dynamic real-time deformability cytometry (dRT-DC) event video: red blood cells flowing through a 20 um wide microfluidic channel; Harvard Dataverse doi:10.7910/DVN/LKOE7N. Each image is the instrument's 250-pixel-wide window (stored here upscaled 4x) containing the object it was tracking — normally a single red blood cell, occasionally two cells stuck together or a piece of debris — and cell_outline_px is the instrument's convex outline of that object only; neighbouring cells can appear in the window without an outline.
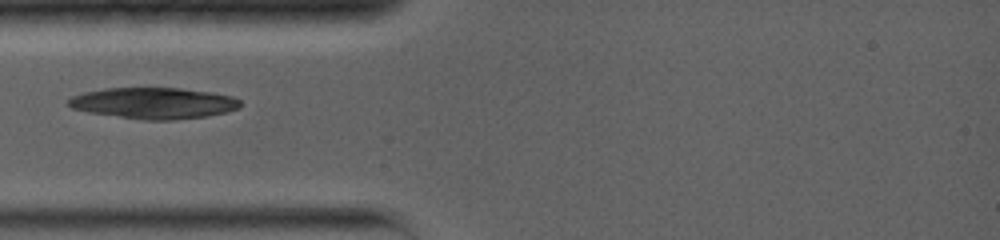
{"species": "common noctule bat (a hibernating species)", "species_latin": "Nyctalus noctula", "temperature_condition": "warm", "stored_images_in_passage": 43, "camera_frame_rate_fps": 5000, "um_per_image_px": 0.085, "animal": {"sex": "female", "body_mass_g": 19.0, "forearm_length_mm": 56.7}, "frame": {"image": 1, "passage_image": 1, "time_ms": 0.0, "image_size_px": [1000, 240], "cell_outline_px": [[240, 108], [208, 116], [172, 120], [144, 120], [88, 112], [72, 108], [68, 104], [68, 100], [72, 96], [84, 92], [104, 88], [180, 88], [208, 92], [232, 96], [240, 100]], "centroid_in_image_um": [13.06, 8.77], "position_along_channel_um": 71.9, "area_um2": 31.1}}
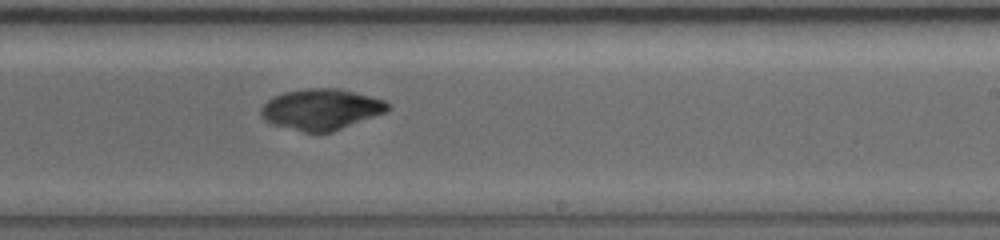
{"frame": {"image": 2, "passage_image": 26, "time_ms": 4.8, "image_size_px": [1000, 240], "cell_outline_px": [[388, 108], [384, 112], [332, 132], [304, 132], [272, 124], [264, 120], [260, 116], [260, 108], [268, 100], [284, 92], [308, 88], [336, 88], [384, 100], [388, 104]], "centroid_in_image_um": [27.23, 9.3], "position_along_channel_um": 261.8, "area_um2": 29.71}}
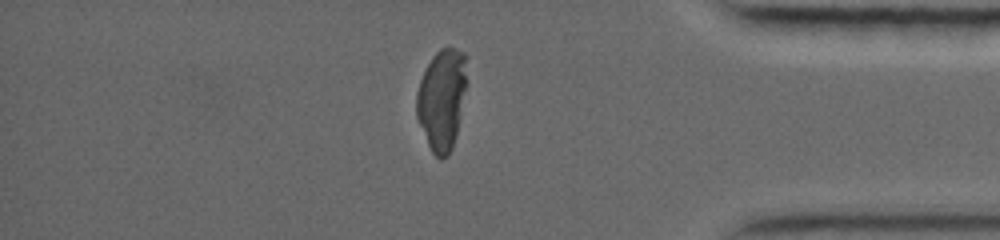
{"frame": {"image": 3, "passage_image": 43, "time_ms": 8.8, "image_size_px": [1000, 240], "cell_outline_px": [[464, 88], [460, 116], [452, 148], [440, 160], [432, 152], [428, 144], [416, 116], [416, 92], [420, 80], [432, 56], [440, 48], [452, 48], [464, 52]], "centroid_in_image_um": [37.5, 8.45], "position_along_channel_um": 397.7, "area_um2": 28.61}}